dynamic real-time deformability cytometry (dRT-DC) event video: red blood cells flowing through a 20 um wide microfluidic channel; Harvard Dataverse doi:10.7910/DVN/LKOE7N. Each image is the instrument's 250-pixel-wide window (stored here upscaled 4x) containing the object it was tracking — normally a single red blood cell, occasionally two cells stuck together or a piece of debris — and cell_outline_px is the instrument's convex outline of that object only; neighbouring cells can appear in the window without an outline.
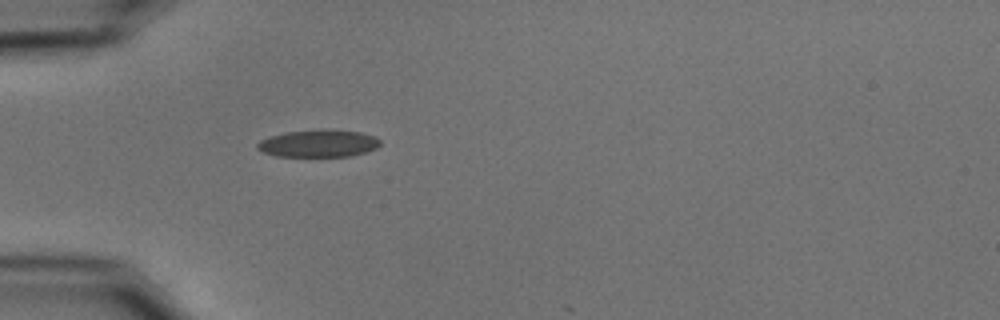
{"species": "common noctule bat (a hibernating species)", "species_latin": "Nyctalus noctula", "temperature_condition": "cold", "stored_images_in_passage": 2, "camera_frame_rate_fps": 3000, "um_per_image_px": 0.085, "animal": {"sex": "male", "body_mass_g": 15.6}, "frame": {"image": 1, "passage_image": 1, "time_ms": 0.0, "image_size_px": [1000, 320], "cell_outline_px": [[380, 144], [376, 148], [352, 156], [276, 156], [264, 152], [256, 148], [256, 144], [260, 140], [284, 132], [324, 128], [360, 132], [376, 136], [380, 140]], "centroid_in_image_um": [27.08, 12.17], "position_along_channel_um": 57.9, "area_um2": 19.71}}